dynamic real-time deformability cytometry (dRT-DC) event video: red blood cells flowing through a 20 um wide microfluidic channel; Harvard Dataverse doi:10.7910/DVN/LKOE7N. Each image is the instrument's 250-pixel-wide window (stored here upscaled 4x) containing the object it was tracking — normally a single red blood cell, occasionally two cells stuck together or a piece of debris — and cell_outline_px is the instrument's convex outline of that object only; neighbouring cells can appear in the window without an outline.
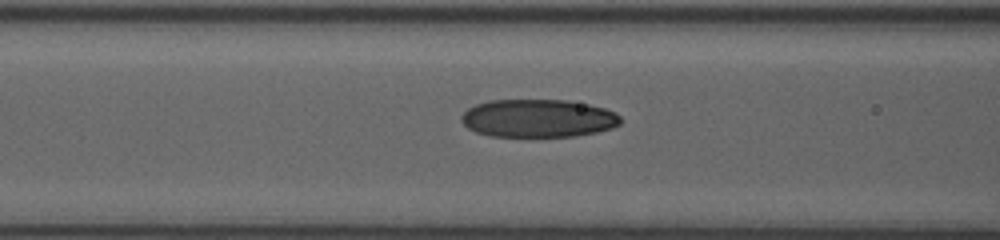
{"species": "human", "species_latin": "Homo sapiens", "temperature_condition": "room temperature", "stored_images_in_passage": 19, "camera_frame_rate_fps": 3000, "um_per_image_px": 0.085, "donor": {"sex": "female"}, "frame": {"image": 1, "passage_image": 6, "time_ms": 1.333, "image_size_px": [1000, 240], "cell_outline_px": [[620, 124], [612, 128], [596, 132], [576, 136], [492, 136], [476, 132], [468, 128], [460, 120], [460, 116], [468, 108], [476, 104], [488, 100], [568, 100], [588, 104], [604, 108], [616, 112], [620, 116]], "centroid_in_image_um": [45.73, 10.05], "position_along_channel_um": 120.9, "area_um2": 35.32}}
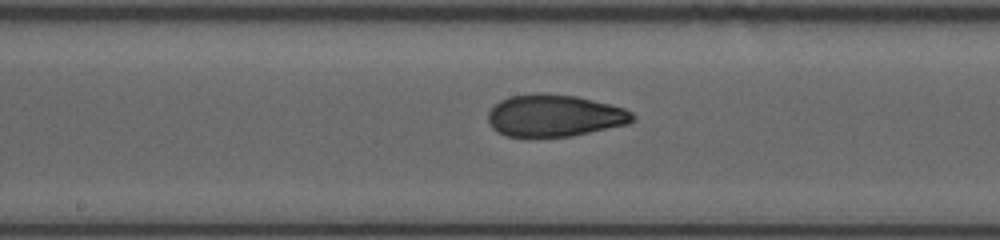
{"frame": {"image": 2, "passage_image": 13, "time_ms": 3.333, "image_size_px": [1000, 240], "cell_outline_px": [[636, 116], [628, 124], [572, 136], [504, 136], [496, 132], [492, 128], [488, 120], [488, 112], [500, 100], [508, 96], [536, 92], [544, 92], [576, 96], [624, 108], [632, 112]], "centroid_in_image_um": [47.1, 9.81], "position_along_channel_um": 201.1, "area_um2": 35.49}}
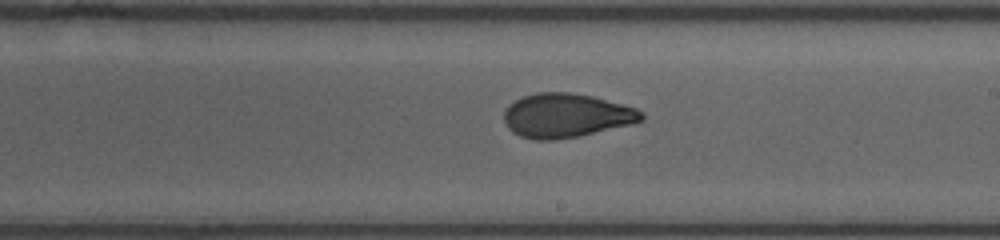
{"frame": {"image": 3, "passage_image": 17, "time_ms": 4.333, "image_size_px": [1000, 240], "cell_outline_px": [[644, 120], [636, 124], [580, 136], [556, 140], [536, 140], [520, 136], [512, 132], [508, 128], [504, 120], [504, 112], [508, 104], [524, 96], [536, 92], [568, 92], [592, 96], [624, 104], [636, 108], [644, 116]], "centroid_in_image_um": [48.15, 9.83], "position_along_channel_um": 240.9, "area_um2": 35.66}}